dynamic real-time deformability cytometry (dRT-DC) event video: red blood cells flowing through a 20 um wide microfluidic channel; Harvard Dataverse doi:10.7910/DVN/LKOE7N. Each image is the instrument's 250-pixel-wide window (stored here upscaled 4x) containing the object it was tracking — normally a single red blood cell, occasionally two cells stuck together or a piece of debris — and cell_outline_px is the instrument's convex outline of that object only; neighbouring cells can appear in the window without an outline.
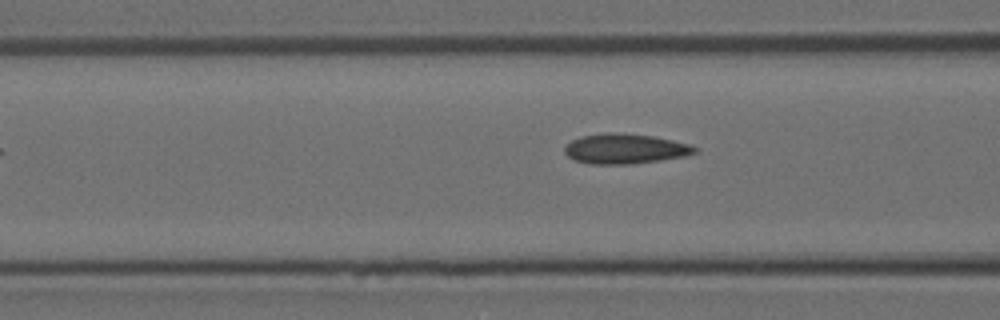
{"species": "Egyptian fruit bat (a non-hibernating species)", "species_latin": "Rousettus aegyptiacus", "temperature_condition": "room temperature", "stored_images_in_passage": 4, "camera_frame_rate_fps": 3000, "um_per_image_px": 0.085, "animal": {"sex": "female"}, "frame": {"image": 1, "passage_image": 4, "time_ms": 3.333, "image_size_px": [1000, 320], "cell_outline_px": [[696, 152], [684, 156], [660, 160], [632, 164], [588, 164], [576, 160], [568, 156], [564, 152], [564, 148], [572, 140], [580, 136], [604, 132], [612, 132], [652, 136], [672, 140], [688, 144], [696, 148]], "centroid_in_image_um": [53.08, 12.64], "position_along_channel_um": 113.5, "area_um2": 22.6}}